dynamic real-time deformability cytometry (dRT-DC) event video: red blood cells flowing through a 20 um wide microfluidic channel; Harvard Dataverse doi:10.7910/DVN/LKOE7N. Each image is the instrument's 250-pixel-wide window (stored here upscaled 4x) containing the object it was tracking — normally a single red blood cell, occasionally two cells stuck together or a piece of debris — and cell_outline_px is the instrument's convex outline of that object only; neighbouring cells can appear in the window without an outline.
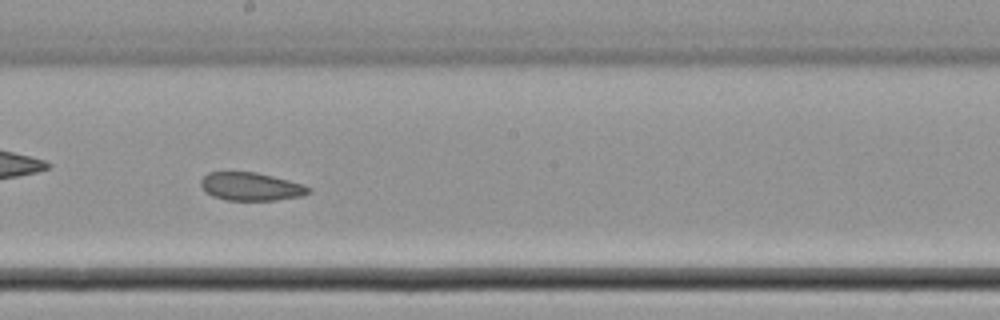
{"species": "common noctule bat (a hibernating species)", "species_latin": "Nyctalus noctula", "temperature_condition": "cold", "stored_images_in_passage": 53, "camera_frame_rate_fps": 3000, "um_per_image_px": 0.085, "animal": {"sex": "female", "body_mass_g": 22.7, "forearm_length_mm": 54.2}, "frame": {"image": 1, "passage_image": 31, "time_ms": 10.0, "image_size_px": [1000, 320], "cell_outline_px": [[312, 192], [304, 196], [276, 200], [228, 200], [212, 196], [204, 192], [200, 184], [200, 180], [208, 172], [256, 172], [288, 180], [312, 188]], "centroid_in_image_um": [21.32, 15.86], "position_along_channel_um": 226.9, "area_um2": 17.74}}